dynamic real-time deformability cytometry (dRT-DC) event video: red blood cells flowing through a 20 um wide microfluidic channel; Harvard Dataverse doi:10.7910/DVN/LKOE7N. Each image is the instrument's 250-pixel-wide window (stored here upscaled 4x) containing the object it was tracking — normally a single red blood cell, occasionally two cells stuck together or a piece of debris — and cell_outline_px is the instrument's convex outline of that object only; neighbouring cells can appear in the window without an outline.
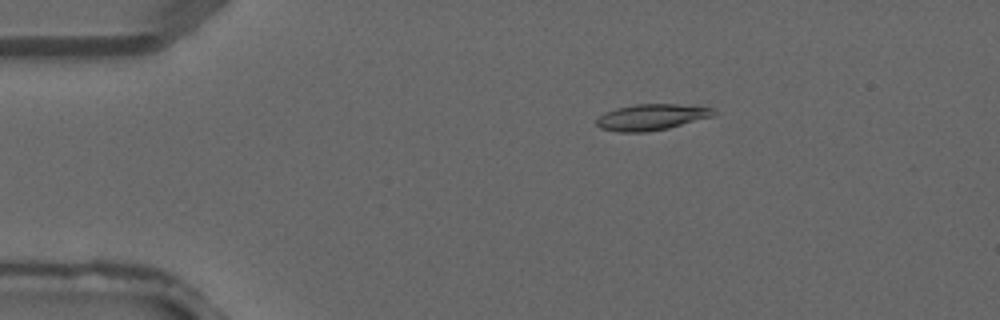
{"species": "common noctule bat (a hibernating species)", "species_latin": "Nyctalus noctula", "temperature_condition": "warm", "stored_images_in_passage": 2, "camera_frame_rate_fps": 3000, "um_per_image_px": 0.085, "animal": {"sex": "male", "forearm_length_mm": 52.5}, "frame": {"image": 1, "passage_image": 1, "time_ms": 0.0, "image_size_px": [1000, 320], "cell_outline_px": [[716, 112], [712, 116], [668, 128], [644, 132], [620, 132], [600, 128], [596, 124], [596, 120], [604, 112], [616, 108], [636, 104], [680, 104], [716, 108]], "centroid_in_image_um": [55.37, 9.94], "position_along_channel_um": 29.6, "area_um2": 17.74}}